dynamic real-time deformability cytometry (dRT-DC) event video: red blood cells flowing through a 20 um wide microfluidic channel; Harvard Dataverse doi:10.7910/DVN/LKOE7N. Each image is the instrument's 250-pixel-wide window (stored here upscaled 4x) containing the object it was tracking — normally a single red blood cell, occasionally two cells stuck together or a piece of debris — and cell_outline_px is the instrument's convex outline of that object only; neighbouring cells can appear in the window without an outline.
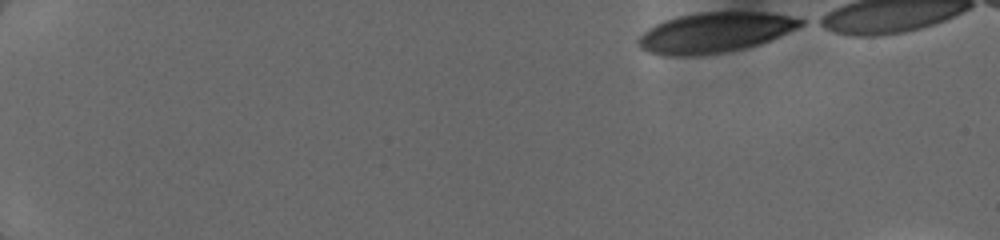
{"species": "human", "species_latin": "Homo sapiens", "temperature_condition": "cold", "stored_images_in_passage": 21, "camera_frame_rate_fps": 3000, "um_per_image_px": 0.085, "donor": {"sex": "female"}, "frame": {"image": 1, "passage_image": 1, "time_ms": 0.0, "image_size_px": [1000, 240], "cell_outline_px": [[804, 24], [780, 36], [756, 44], [740, 48], [720, 52], [696, 56], [664, 56], [648, 52], [640, 48], [636, 44], [636, 40], [648, 28], [664, 20], [680, 16], [700, 12], [768, 12], [788, 16], [804, 20]], "centroid_in_image_um": [60.69, 2.76], "position_along_channel_um": 24.3, "area_um2": 37.63}}
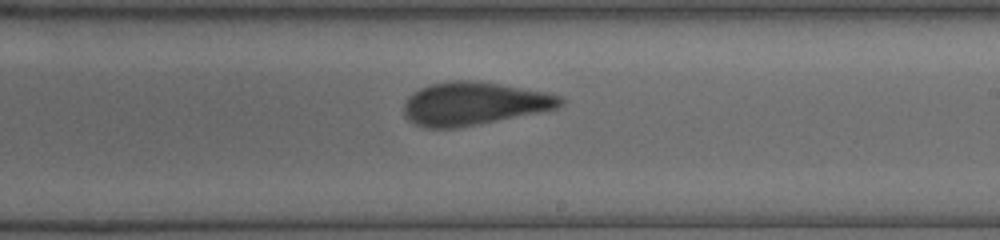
{"frame": {"image": 2, "passage_image": 11, "time_ms": 8.667, "image_size_px": [1000, 240], "cell_outline_px": [[564, 104], [556, 108], [456, 128], [428, 128], [416, 124], [408, 120], [404, 112], [404, 104], [408, 96], [412, 92], [420, 88], [432, 84], [452, 80], [476, 80], [548, 92], [560, 96], [564, 100]], "centroid_in_image_um": [40.25, 8.79], "position_along_channel_um": 248.7, "area_um2": 38.9}}
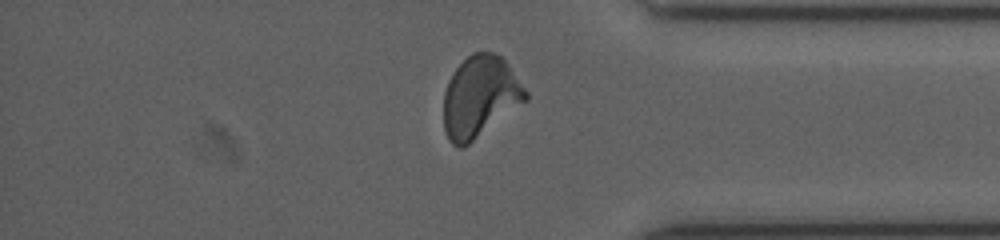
{"frame": {"image": 3, "passage_image": 18, "time_ms": 12.333, "image_size_px": [1000, 240], "cell_outline_px": [[528, 100], [464, 148], [460, 148], [452, 144], [448, 140], [444, 128], [444, 92], [448, 80], [452, 72], [472, 52], [492, 52], [500, 56], [504, 60], [528, 92]], "centroid_in_image_um": [40.79, 8.25], "position_along_channel_um": 394.4, "area_um2": 38.9}}